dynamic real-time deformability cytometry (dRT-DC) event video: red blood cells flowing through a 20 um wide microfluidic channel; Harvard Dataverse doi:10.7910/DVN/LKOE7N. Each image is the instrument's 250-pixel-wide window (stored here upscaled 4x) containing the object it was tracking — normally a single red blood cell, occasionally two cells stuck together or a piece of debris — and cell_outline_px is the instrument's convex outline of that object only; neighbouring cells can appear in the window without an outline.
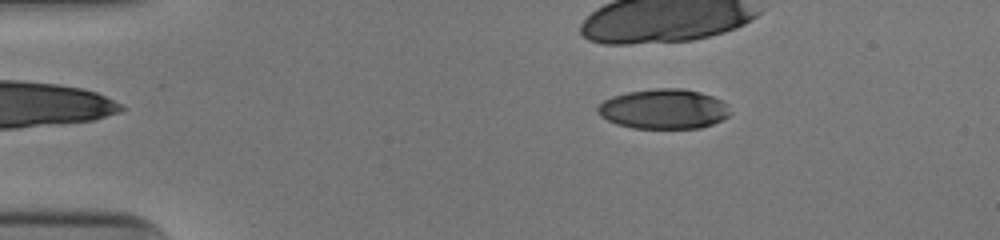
{"species": "human", "species_latin": "Homo sapiens", "temperature_condition": "cold", "stored_images_in_passage": 42, "camera_frame_rate_fps": 3000, "um_per_image_px": 0.085, "donor": {"sex": "male"}, "frame": {"image": 1, "passage_image": 9, "time_ms": 2.667, "image_size_px": [1000, 240], "cell_outline_px": [[728, 116], [712, 124], [700, 128], [632, 128], [616, 124], [600, 116], [596, 112], [596, 108], [604, 100], [612, 96], [628, 92], [656, 88], [684, 88], [700, 92], [724, 100], [728, 104]], "centroid_in_image_um": [56.4, 9.26], "position_along_channel_um": 28.6, "area_um2": 30.87}}